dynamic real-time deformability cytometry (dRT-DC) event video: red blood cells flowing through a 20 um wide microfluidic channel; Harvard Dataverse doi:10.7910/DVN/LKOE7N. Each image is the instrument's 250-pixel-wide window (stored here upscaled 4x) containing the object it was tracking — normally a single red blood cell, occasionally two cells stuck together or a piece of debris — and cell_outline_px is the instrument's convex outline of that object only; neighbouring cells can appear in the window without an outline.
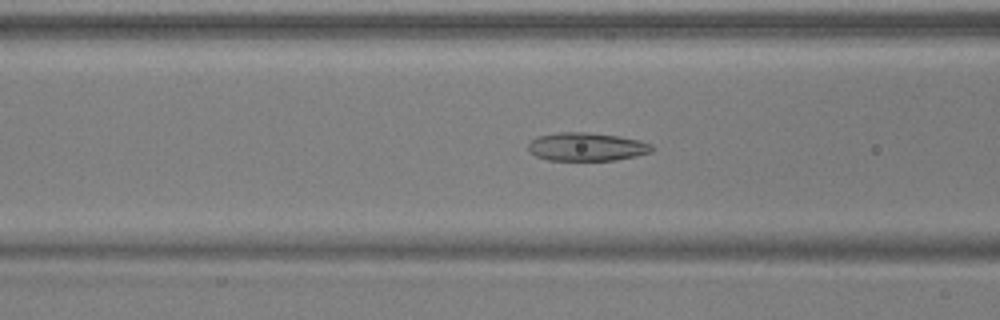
{"species": "common noctule bat (a hibernating species)", "species_latin": "Nyctalus noctula", "temperature_condition": "warm", "stored_images_in_passage": 51, "camera_frame_rate_fps": 3000, "um_per_image_px": 0.085, "animal": {"sex": "male", "body_mass_g": 17.9, "forearm_length_mm": 54.2}, "frame": {"image": 1, "passage_image": 20, "time_ms": 6.333, "image_size_px": [1000, 320], "cell_outline_px": [[652, 152], [636, 156], [616, 160], [548, 160], [536, 156], [528, 152], [528, 144], [536, 136], [556, 132], [584, 132], [616, 136], [640, 140], [652, 144]], "centroid_in_image_um": [49.83, 12.48], "position_along_channel_um": 116.8, "area_um2": 20.46}}
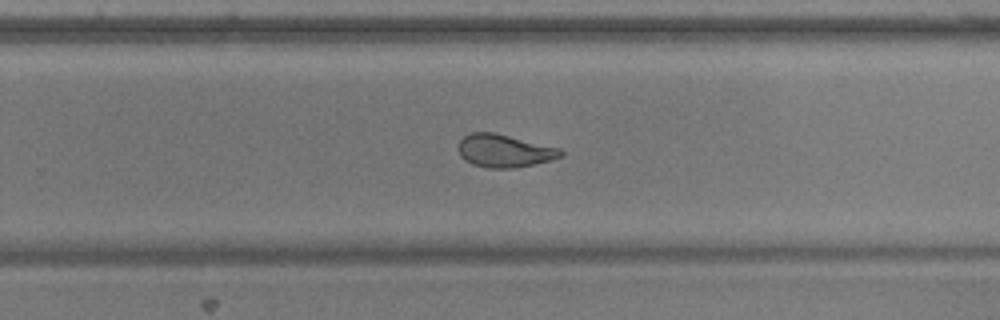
{"frame": {"image": 2, "passage_image": 33, "time_ms": 10.667, "image_size_px": [1000, 320], "cell_outline_px": [[564, 156], [516, 168], [488, 168], [472, 164], [464, 160], [460, 156], [456, 148], [460, 140], [464, 136], [472, 132], [492, 132], [560, 148], [564, 152]], "centroid_in_image_um": [42.82, 12.82], "position_along_channel_um": 287.0, "area_um2": 19.59}}
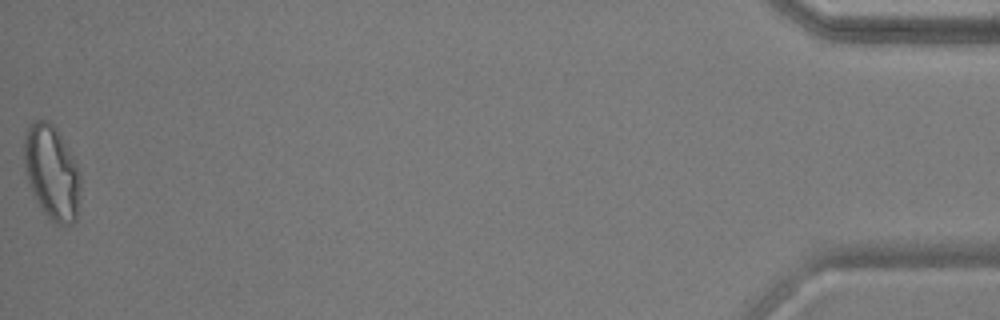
{"frame": {"image": 3, "passage_image": 51, "time_ms": 16.667, "image_size_px": [1000, 320], "cell_outline_px": [[80, 188], [76, 220], [72, 224], [56, 224], [48, 220], [28, 180], [24, 168], [24, 140], [28, 128], [36, 120], [48, 120], [56, 128], [72, 156], [76, 164], [80, 176]], "centroid_in_image_um": [4.41, 14.67], "position_along_channel_um": 430.8, "area_um2": 30.4}, "authors_computed_cell_mechanics": {"area_um2": 22.3108, "velocity_mm_per_s": 3.936, "shape_relaxation_time_tau1_ms": 7.7218, "shape_relaxation_time_tau2_ms": 1.792, "deformation_change_tau1": 0.2079, "deformation_change_tau2": 0.0877}}